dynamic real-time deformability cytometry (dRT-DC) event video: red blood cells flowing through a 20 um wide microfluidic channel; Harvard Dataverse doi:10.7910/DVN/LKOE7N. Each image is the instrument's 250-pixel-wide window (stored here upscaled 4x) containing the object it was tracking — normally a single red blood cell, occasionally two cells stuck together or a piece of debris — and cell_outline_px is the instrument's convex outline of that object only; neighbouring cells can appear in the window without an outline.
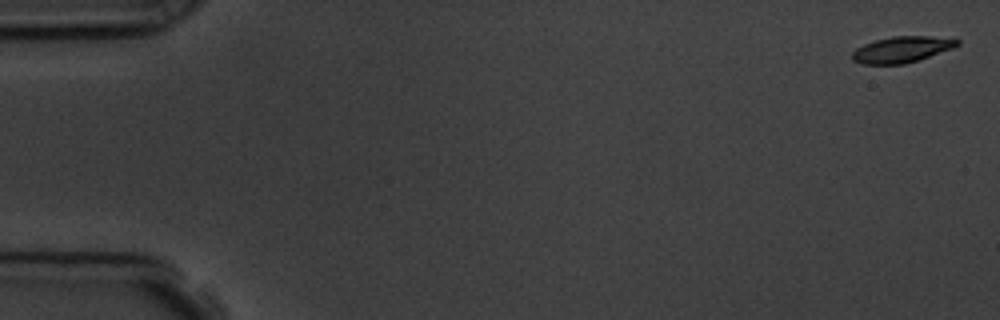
{"species": "common noctule bat (a hibernating species)", "species_latin": "Nyctalus noctula", "temperature_condition": "room temperature", "stored_images_in_passage": 6, "camera_frame_rate_fps": 3000, "um_per_image_px": 0.085, "animal": {"sex": "male", "body_mass_g": 19.5, "forearm_length_mm": 54.6}, "frame": {"image": 1, "passage_image": 1, "time_ms": 0.0, "image_size_px": [1000, 320], "cell_outline_px": [[960, 44], [952, 48], [904, 64], [860, 64], [852, 60], [852, 52], [856, 48], [864, 44], [876, 40], [892, 36], [956, 36], [960, 40]], "centroid_in_image_um": [76.69, 4.18], "position_along_channel_um": 8.3, "area_um2": 16.13}}